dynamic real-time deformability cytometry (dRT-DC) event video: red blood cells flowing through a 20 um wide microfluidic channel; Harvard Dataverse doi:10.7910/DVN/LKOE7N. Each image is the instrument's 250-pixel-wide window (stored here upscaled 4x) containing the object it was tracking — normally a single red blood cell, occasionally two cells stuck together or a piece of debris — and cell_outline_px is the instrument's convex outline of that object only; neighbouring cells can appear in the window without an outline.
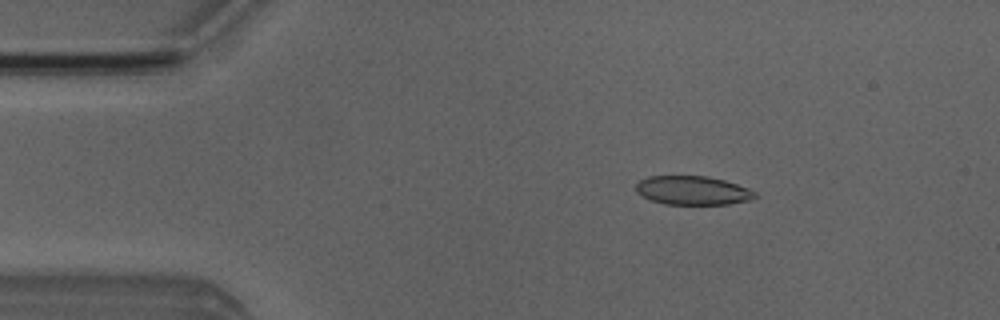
{"species": "Egyptian fruit bat (a non-hibernating species)", "species_latin": "Rousettus aegyptiacus", "temperature_condition": "room temperature", "stored_images_in_passage": 6, "camera_frame_rate_fps": 3000, "um_per_image_px": 0.085, "animal": {"sex": "male"}, "frame": {"image": 1, "passage_image": 1, "time_ms": 0.0, "image_size_px": [1000, 320], "cell_outline_px": [[756, 196], [752, 200], [728, 204], [664, 204], [652, 200], [636, 192], [636, 184], [640, 180], [648, 176], [708, 176], [724, 180], [748, 188], [756, 192]], "centroid_in_image_um": [58.89, 16.18], "position_along_channel_um": 26.1, "area_um2": 19.94}}
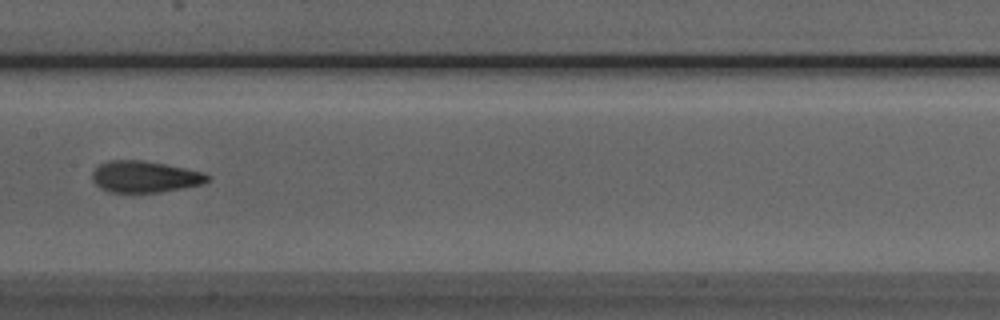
{"frame": {"image": 2, "passage_image": 6, "time_ms": 5.667, "image_size_px": [1000, 320], "cell_outline_px": [[212, 180], [204, 184], [184, 188], [160, 192], [108, 192], [100, 188], [92, 180], [92, 172], [100, 164], [108, 160], [144, 160], [204, 172], [212, 176]], "centroid_in_image_um": [12.35, 15.02], "position_along_channel_um": 195.0, "area_um2": 21.39}}